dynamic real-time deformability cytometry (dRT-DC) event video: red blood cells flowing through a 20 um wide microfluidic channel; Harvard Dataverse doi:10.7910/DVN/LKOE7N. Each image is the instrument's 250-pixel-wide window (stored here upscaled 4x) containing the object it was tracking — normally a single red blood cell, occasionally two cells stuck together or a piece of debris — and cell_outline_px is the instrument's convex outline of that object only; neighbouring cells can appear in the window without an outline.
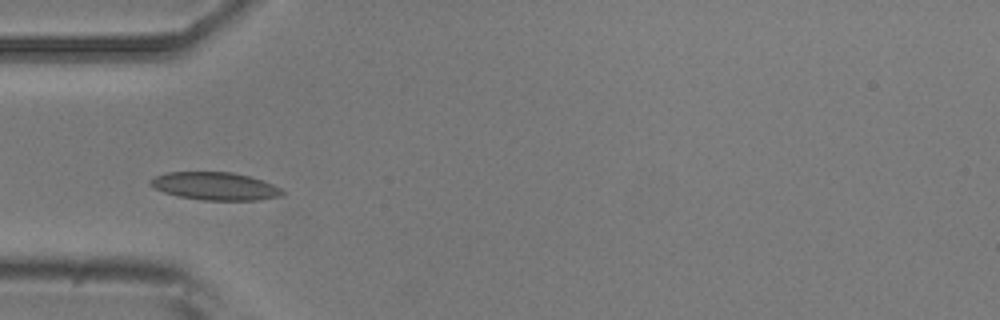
{"species": "common noctule bat (a hibernating species)", "species_latin": "Nyctalus noctula", "temperature_condition": "room temperature", "stored_images_in_passage": 10, "camera_frame_rate_fps": 3000, "um_per_image_px": 0.085, "animal": {"sex": "male", "body_mass_g": 20.5, "forearm_length_mm": 52.5}, "frame": {"image": 1, "passage_image": 4, "time_ms": 3.333, "image_size_px": [1000, 320], "cell_outline_px": [[284, 196], [260, 200], [204, 200], [180, 196], [164, 192], [148, 184], [148, 180], [156, 176], [168, 172], [232, 172], [248, 176], [272, 184], [280, 188], [284, 192]], "centroid_in_image_um": [18.29, 15.82], "position_along_channel_um": 66.7, "area_um2": 21.27}}
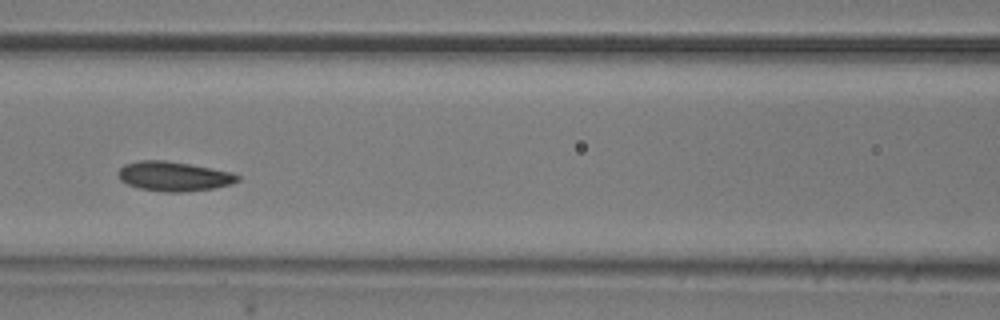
{"frame": {"image": 2, "passage_image": 6, "time_ms": 5.667, "image_size_px": [1000, 320], "cell_outline_px": [[240, 180], [232, 184], [212, 188], [184, 192], [164, 192], [140, 188], [128, 184], [120, 180], [120, 168], [124, 164], [140, 160], [164, 160], [212, 168], [232, 172], [240, 176]], "centroid_in_image_um": [14.81, 14.98], "position_along_channel_um": 151.8, "area_um2": 20.4}}
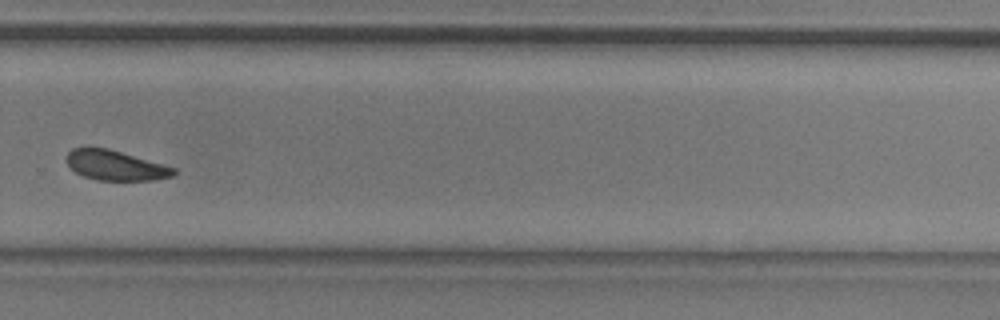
{"frame": {"image": 3, "passage_image": 10, "time_ms": 10.333, "image_size_px": [1000, 320], "cell_outline_px": [[176, 172], [172, 176], [152, 180], [96, 180], [84, 176], [76, 172], [64, 160], [68, 152], [72, 148], [108, 148], [176, 168]], "centroid_in_image_um": [9.79, 14.06], "position_along_channel_um": 320.0, "area_um2": 18.5}}